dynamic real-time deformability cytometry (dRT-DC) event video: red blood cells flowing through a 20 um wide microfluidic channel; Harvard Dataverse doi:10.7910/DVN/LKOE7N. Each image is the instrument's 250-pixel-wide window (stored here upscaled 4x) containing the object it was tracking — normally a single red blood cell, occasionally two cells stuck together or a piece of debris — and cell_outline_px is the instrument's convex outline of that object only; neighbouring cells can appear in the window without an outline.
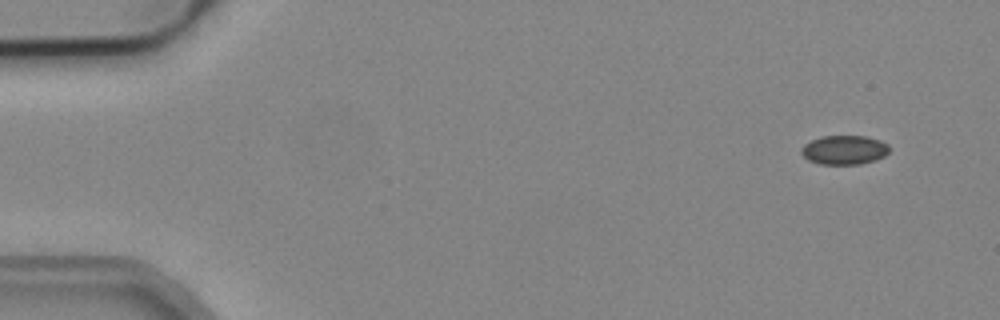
{"species": "common noctule bat (a hibernating species)", "species_latin": "Nyctalus noctula", "temperature_condition": "cold", "stored_images_in_passage": 5, "camera_frame_rate_fps": 3000, "um_per_image_px": 0.085, "animal": {"sex": "male", "body_mass_g": 19.2, "forearm_length_mm": 51.8}, "frame": {"image": 1, "passage_image": 1, "time_ms": 0.0, "image_size_px": [1000, 320], "cell_outline_px": [[888, 152], [884, 156], [876, 160], [860, 164], [820, 164], [808, 160], [800, 152], [800, 148], [804, 144], [820, 136], [864, 136], [880, 140], [888, 144]], "centroid_in_image_um": [71.74, 12.74], "position_along_channel_um": 13.3, "area_um2": 14.97}}
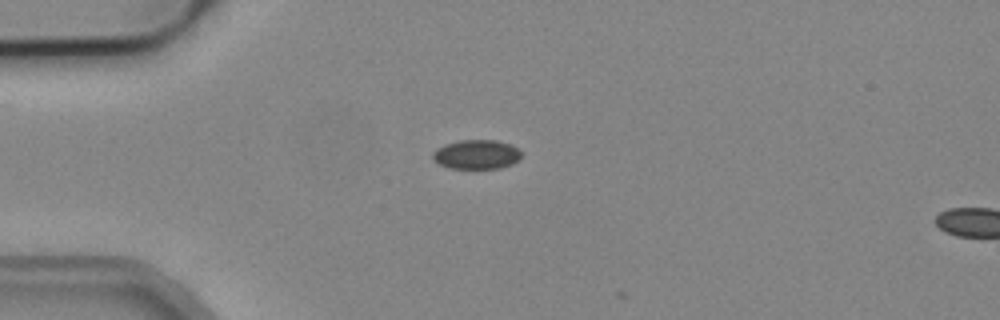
{"frame": {"image": 2, "passage_image": 4, "time_ms": 1.0, "image_size_px": [1000, 320], "cell_outline_px": [[520, 160], [512, 164], [500, 168], [448, 168], [432, 160], [432, 152], [436, 148], [444, 144], [460, 140], [496, 140], [508, 144], [516, 148], [520, 152]], "centroid_in_image_um": [40.46, 13.13], "position_along_channel_um": 44.5, "area_um2": 15.14}}